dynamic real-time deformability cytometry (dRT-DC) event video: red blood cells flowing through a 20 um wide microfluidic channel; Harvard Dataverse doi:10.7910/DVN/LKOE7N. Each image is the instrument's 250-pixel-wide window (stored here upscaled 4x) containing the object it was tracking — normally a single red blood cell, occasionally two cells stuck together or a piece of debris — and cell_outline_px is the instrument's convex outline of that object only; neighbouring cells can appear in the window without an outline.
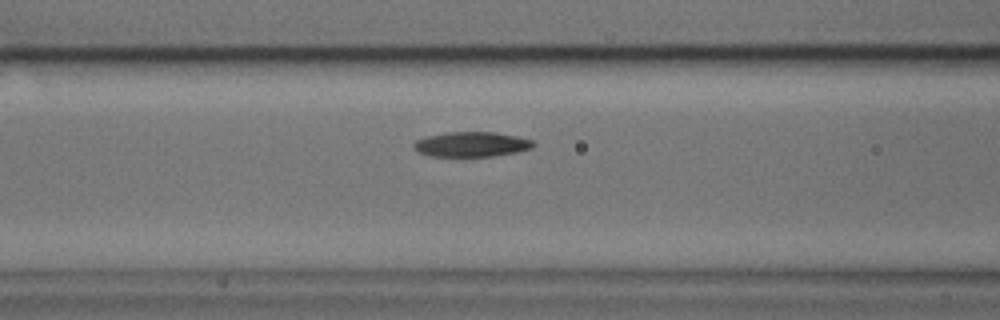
{"species": "common noctule bat (a hibernating species)", "species_latin": "Nyctalus noctula", "temperature_condition": "cold", "stored_images_in_passage": 33, "camera_frame_rate_fps": 3000, "um_per_image_px": 0.085, "animal": {"sex": "male", "body_mass_g": 17.9, "forearm_length_mm": 54.2}, "frame": {"image": 1, "passage_image": 7, "time_ms": 2.0, "image_size_px": [1000, 320], "cell_outline_px": [[536, 144], [532, 148], [520, 152], [492, 156], [428, 156], [412, 148], [412, 144], [416, 140], [428, 136], [448, 132], [496, 132], [516, 136], [532, 140]], "centroid_in_image_um": [40.09, 12.27], "position_along_channel_um": 126.5, "area_um2": 17.46}}
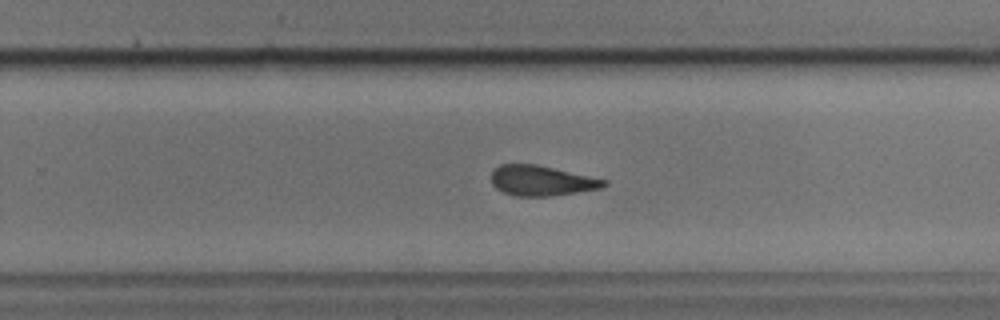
{"frame": {"image": 2, "passage_image": 20, "time_ms": 6.333, "image_size_px": [1000, 320], "cell_outline_px": [[608, 184], [600, 188], [576, 192], [548, 196], [516, 196], [504, 192], [496, 188], [492, 184], [492, 172], [500, 164], [536, 164], [608, 180]], "centroid_in_image_um": [46.03, 15.35], "position_along_channel_um": 283.8, "area_um2": 19.59}}
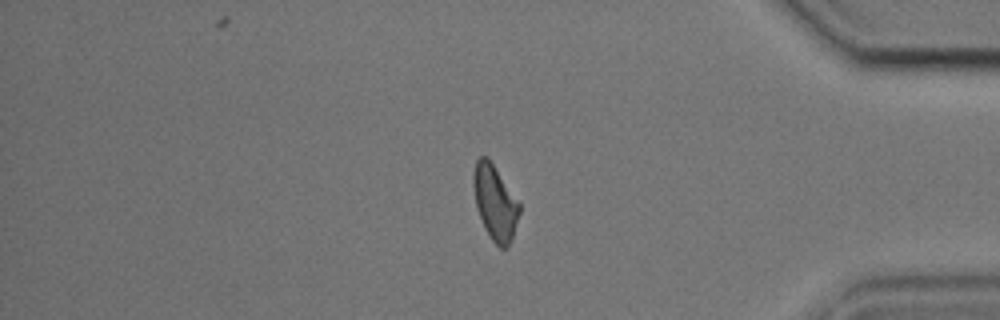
{"frame": {"image": 3, "passage_image": 31, "time_ms": 10.0, "image_size_px": [1000, 320], "cell_outline_px": [[520, 212], [512, 240], [508, 248], [500, 248], [492, 240], [476, 208], [472, 184], [472, 172], [476, 160], [480, 156], [488, 156], [520, 204]], "centroid_in_image_um": [42.06, 17.19], "position_along_channel_um": 393.1, "area_um2": 20.11}}